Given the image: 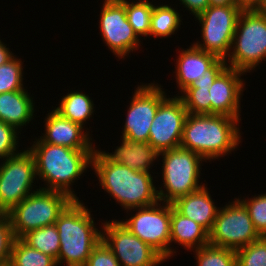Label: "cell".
I'll return each mask as SVG.
<instances>
[{
    "mask_svg": "<svg viewBox=\"0 0 266 266\" xmlns=\"http://www.w3.org/2000/svg\"><path fill=\"white\" fill-rule=\"evenodd\" d=\"M28 150L35 159L37 181H43L45 190L58 191L73 200H80L72 186L88 168L92 167L94 150H75L66 146L42 142L38 137Z\"/></svg>",
    "mask_w": 266,
    "mask_h": 266,
    "instance_id": "6da1fadb",
    "label": "cell"
},
{
    "mask_svg": "<svg viewBox=\"0 0 266 266\" xmlns=\"http://www.w3.org/2000/svg\"><path fill=\"white\" fill-rule=\"evenodd\" d=\"M100 148L92 156V170L99 186L119 204L123 210L153 205L159 201L153 174L133 170L109 160Z\"/></svg>",
    "mask_w": 266,
    "mask_h": 266,
    "instance_id": "7a4b0ae2",
    "label": "cell"
},
{
    "mask_svg": "<svg viewBox=\"0 0 266 266\" xmlns=\"http://www.w3.org/2000/svg\"><path fill=\"white\" fill-rule=\"evenodd\" d=\"M239 124V119L225 115L188 113L180 147L199 154L206 162L214 161L242 143Z\"/></svg>",
    "mask_w": 266,
    "mask_h": 266,
    "instance_id": "3957f363",
    "label": "cell"
},
{
    "mask_svg": "<svg viewBox=\"0 0 266 266\" xmlns=\"http://www.w3.org/2000/svg\"><path fill=\"white\" fill-rule=\"evenodd\" d=\"M83 200H73L55 221L60 249L57 266H85L94 247L102 240L99 230ZM62 263V264H61Z\"/></svg>",
    "mask_w": 266,
    "mask_h": 266,
    "instance_id": "277c9868",
    "label": "cell"
},
{
    "mask_svg": "<svg viewBox=\"0 0 266 266\" xmlns=\"http://www.w3.org/2000/svg\"><path fill=\"white\" fill-rule=\"evenodd\" d=\"M162 158V186L158 185L159 201L173 203L179 197L198 191L206 184L200 183L203 162L199 154L181 147L159 153ZM201 174V175H200ZM163 187V188H162ZM164 189V190H163Z\"/></svg>",
    "mask_w": 266,
    "mask_h": 266,
    "instance_id": "5b68a950",
    "label": "cell"
},
{
    "mask_svg": "<svg viewBox=\"0 0 266 266\" xmlns=\"http://www.w3.org/2000/svg\"><path fill=\"white\" fill-rule=\"evenodd\" d=\"M227 58L229 68L246 74L266 61V18L257 10L240 12Z\"/></svg>",
    "mask_w": 266,
    "mask_h": 266,
    "instance_id": "8992f818",
    "label": "cell"
},
{
    "mask_svg": "<svg viewBox=\"0 0 266 266\" xmlns=\"http://www.w3.org/2000/svg\"><path fill=\"white\" fill-rule=\"evenodd\" d=\"M72 201L68 195L58 191L35 189L6 214L14 237L21 238L32 230L55 224Z\"/></svg>",
    "mask_w": 266,
    "mask_h": 266,
    "instance_id": "52a82bcc",
    "label": "cell"
},
{
    "mask_svg": "<svg viewBox=\"0 0 266 266\" xmlns=\"http://www.w3.org/2000/svg\"><path fill=\"white\" fill-rule=\"evenodd\" d=\"M241 11L238 4L209 6L194 18L201 24L199 26L202 41H194L193 44L203 51L227 60Z\"/></svg>",
    "mask_w": 266,
    "mask_h": 266,
    "instance_id": "ba28073f",
    "label": "cell"
},
{
    "mask_svg": "<svg viewBox=\"0 0 266 266\" xmlns=\"http://www.w3.org/2000/svg\"><path fill=\"white\" fill-rule=\"evenodd\" d=\"M162 204V205H161ZM136 212L120 220L127 229L156 250L165 260L170 259L171 203L158 201L153 205L134 208Z\"/></svg>",
    "mask_w": 266,
    "mask_h": 266,
    "instance_id": "9c48e42d",
    "label": "cell"
},
{
    "mask_svg": "<svg viewBox=\"0 0 266 266\" xmlns=\"http://www.w3.org/2000/svg\"><path fill=\"white\" fill-rule=\"evenodd\" d=\"M2 161V162H1ZM0 161V214L9 213L34 191L35 159L28 150Z\"/></svg>",
    "mask_w": 266,
    "mask_h": 266,
    "instance_id": "30bf717a",
    "label": "cell"
},
{
    "mask_svg": "<svg viewBox=\"0 0 266 266\" xmlns=\"http://www.w3.org/2000/svg\"><path fill=\"white\" fill-rule=\"evenodd\" d=\"M260 237L248 210L235 198L219 207L213 228L209 232V244L237 251Z\"/></svg>",
    "mask_w": 266,
    "mask_h": 266,
    "instance_id": "8fae6325",
    "label": "cell"
},
{
    "mask_svg": "<svg viewBox=\"0 0 266 266\" xmlns=\"http://www.w3.org/2000/svg\"><path fill=\"white\" fill-rule=\"evenodd\" d=\"M101 223L102 240L121 266H159L167 262L156 250L132 234L119 219Z\"/></svg>",
    "mask_w": 266,
    "mask_h": 266,
    "instance_id": "7c38bea8",
    "label": "cell"
},
{
    "mask_svg": "<svg viewBox=\"0 0 266 266\" xmlns=\"http://www.w3.org/2000/svg\"><path fill=\"white\" fill-rule=\"evenodd\" d=\"M161 84L143 83L134 90L124 125L122 138L148 142L149 130L159 104L167 97ZM164 90V91H163Z\"/></svg>",
    "mask_w": 266,
    "mask_h": 266,
    "instance_id": "4fadbf2b",
    "label": "cell"
},
{
    "mask_svg": "<svg viewBox=\"0 0 266 266\" xmlns=\"http://www.w3.org/2000/svg\"><path fill=\"white\" fill-rule=\"evenodd\" d=\"M103 1L98 22L99 33H101L105 46H108L113 55L119 60H124L126 57H130L131 52L141 48V38L137 36L129 24L125 5L122 2Z\"/></svg>",
    "mask_w": 266,
    "mask_h": 266,
    "instance_id": "5bb4252c",
    "label": "cell"
},
{
    "mask_svg": "<svg viewBox=\"0 0 266 266\" xmlns=\"http://www.w3.org/2000/svg\"><path fill=\"white\" fill-rule=\"evenodd\" d=\"M188 112L178 95H169L159 104L149 130L148 143L158 152L180 147Z\"/></svg>",
    "mask_w": 266,
    "mask_h": 266,
    "instance_id": "9a60e30c",
    "label": "cell"
},
{
    "mask_svg": "<svg viewBox=\"0 0 266 266\" xmlns=\"http://www.w3.org/2000/svg\"><path fill=\"white\" fill-rule=\"evenodd\" d=\"M246 73L227 67L210 85V114L225 115L241 121V98L245 80L241 76Z\"/></svg>",
    "mask_w": 266,
    "mask_h": 266,
    "instance_id": "2e32d148",
    "label": "cell"
},
{
    "mask_svg": "<svg viewBox=\"0 0 266 266\" xmlns=\"http://www.w3.org/2000/svg\"><path fill=\"white\" fill-rule=\"evenodd\" d=\"M46 115L43 126L45 130L39 137L42 142L66 146L75 150H95L96 147L91 138L92 134L88 128H83L63 117L54 108Z\"/></svg>",
    "mask_w": 266,
    "mask_h": 266,
    "instance_id": "e0dca14e",
    "label": "cell"
},
{
    "mask_svg": "<svg viewBox=\"0 0 266 266\" xmlns=\"http://www.w3.org/2000/svg\"><path fill=\"white\" fill-rule=\"evenodd\" d=\"M179 50L180 54L176 57V65H174L176 70L173 72L179 90L176 95H179L192 82L202 79L206 70L219 59L216 55L203 51L194 44Z\"/></svg>",
    "mask_w": 266,
    "mask_h": 266,
    "instance_id": "ac0fdd59",
    "label": "cell"
},
{
    "mask_svg": "<svg viewBox=\"0 0 266 266\" xmlns=\"http://www.w3.org/2000/svg\"><path fill=\"white\" fill-rule=\"evenodd\" d=\"M120 146L114 152H101L112 162L120 163L133 170L153 173L152 166L159 158V153L148 142L127 140L121 137ZM151 170V171H150Z\"/></svg>",
    "mask_w": 266,
    "mask_h": 266,
    "instance_id": "d6986e66",
    "label": "cell"
},
{
    "mask_svg": "<svg viewBox=\"0 0 266 266\" xmlns=\"http://www.w3.org/2000/svg\"><path fill=\"white\" fill-rule=\"evenodd\" d=\"M207 184L188 195L176 199L172 206L183 216L203 226L208 232L213 228L219 207L215 206Z\"/></svg>",
    "mask_w": 266,
    "mask_h": 266,
    "instance_id": "ffe728a7",
    "label": "cell"
},
{
    "mask_svg": "<svg viewBox=\"0 0 266 266\" xmlns=\"http://www.w3.org/2000/svg\"><path fill=\"white\" fill-rule=\"evenodd\" d=\"M172 243L183 246L185 250H194L209 244V232L200 224L181 215L171 203L170 258L178 252Z\"/></svg>",
    "mask_w": 266,
    "mask_h": 266,
    "instance_id": "44dd1931",
    "label": "cell"
},
{
    "mask_svg": "<svg viewBox=\"0 0 266 266\" xmlns=\"http://www.w3.org/2000/svg\"><path fill=\"white\" fill-rule=\"evenodd\" d=\"M27 89L0 93V121L22 132L35 117V101ZM34 115V116H33Z\"/></svg>",
    "mask_w": 266,
    "mask_h": 266,
    "instance_id": "7402d4cb",
    "label": "cell"
},
{
    "mask_svg": "<svg viewBox=\"0 0 266 266\" xmlns=\"http://www.w3.org/2000/svg\"><path fill=\"white\" fill-rule=\"evenodd\" d=\"M86 92L68 91L66 95L60 98L59 106L53 107L63 117L68 118L70 121L81 125L85 128L87 121L94 115V101L92 98L85 94Z\"/></svg>",
    "mask_w": 266,
    "mask_h": 266,
    "instance_id": "603a6c76",
    "label": "cell"
},
{
    "mask_svg": "<svg viewBox=\"0 0 266 266\" xmlns=\"http://www.w3.org/2000/svg\"><path fill=\"white\" fill-rule=\"evenodd\" d=\"M176 9L170 4H154L150 22L151 37L167 38L177 33L183 19Z\"/></svg>",
    "mask_w": 266,
    "mask_h": 266,
    "instance_id": "cb8c5ba5",
    "label": "cell"
},
{
    "mask_svg": "<svg viewBox=\"0 0 266 266\" xmlns=\"http://www.w3.org/2000/svg\"><path fill=\"white\" fill-rule=\"evenodd\" d=\"M29 247L58 259L60 237L55 224L32 230L20 238Z\"/></svg>",
    "mask_w": 266,
    "mask_h": 266,
    "instance_id": "d4e9b609",
    "label": "cell"
},
{
    "mask_svg": "<svg viewBox=\"0 0 266 266\" xmlns=\"http://www.w3.org/2000/svg\"><path fill=\"white\" fill-rule=\"evenodd\" d=\"M122 2L125 5L127 20L132 26L133 31L139 38L150 35V22L153 12L154 1L143 0H113ZM141 36V37H140Z\"/></svg>",
    "mask_w": 266,
    "mask_h": 266,
    "instance_id": "484cf974",
    "label": "cell"
},
{
    "mask_svg": "<svg viewBox=\"0 0 266 266\" xmlns=\"http://www.w3.org/2000/svg\"><path fill=\"white\" fill-rule=\"evenodd\" d=\"M8 266H57L56 260L15 238Z\"/></svg>",
    "mask_w": 266,
    "mask_h": 266,
    "instance_id": "4316f807",
    "label": "cell"
},
{
    "mask_svg": "<svg viewBox=\"0 0 266 266\" xmlns=\"http://www.w3.org/2000/svg\"><path fill=\"white\" fill-rule=\"evenodd\" d=\"M191 251L194 252L197 266H236L234 250L208 244Z\"/></svg>",
    "mask_w": 266,
    "mask_h": 266,
    "instance_id": "83f0119b",
    "label": "cell"
},
{
    "mask_svg": "<svg viewBox=\"0 0 266 266\" xmlns=\"http://www.w3.org/2000/svg\"><path fill=\"white\" fill-rule=\"evenodd\" d=\"M15 55L6 64L0 65V93L24 90L23 63Z\"/></svg>",
    "mask_w": 266,
    "mask_h": 266,
    "instance_id": "f1b7e54d",
    "label": "cell"
},
{
    "mask_svg": "<svg viewBox=\"0 0 266 266\" xmlns=\"http://www.w3.org/2000/svg\"><path fill=\"white\" fill-rule=\"evenodd\" d=\"M210 85L186 88L179 97L190 114H210Z\"/></svg>",
    "mask_w": 266,
    "mask_h": 266,
    "instance_id": "f546056e",
    "label": "cell"
},
{
    "mask_svg": "<svg viewBox=\"0 0 266 266\" xmlns=\"http://www.w3.org/2000/svg\"><path fill=\"white\" fill-rule=\"evenodd\" d=\"M236 266H266V237L237 250Z\"/></svg>",
    "mask_w": 266,
    "mask_h": 266,
    "instance_id": "4dcf8cb0",
    "label": "cell"
},
{
    "mask_svg": "<svg viewBox=\"0 0 266 266\" xmlns=\"http://www.w3.org/2000/svg\"><path fill=\"white\" fill-rule=\"evenodd\" d=\"M238 198L248 210L255 230L260 236L266 237V193L251 198Z\"/></svg>",
    "mask_w": 266,
    "mask_h": 266,
    "instance_id": "1f68e13d",
    "label": "cell"
},
{
    "mask_svg": "<svg viewBox=\"0 0 266 266\" xmlns=\"http://www.w3.org/2000/svg\"><path fill=\"white\" fill-rule=\"evenodd\" d=\"M20 133V134H19ZM21 132L13 126L0 121V160L20 153L19 140ZM18 149V150H17Z\"/></svg>",
    "mask_w": 266,
    "mask_h": 266,
    "instance_id": "d6a6232c",
    "label": "cell"
},
{
    "mask_svg": "<svg viewBox=\"0 0 266 266\" xmlns=\"http://www.w3.org/2000/svg\"><path fill=\"white\" fill-rule=\"evenodd\" d=\"M14 240L9 218L0 214V266H8Z\"/></svg>",
    "mask_w": 266,
    "mask_h": 266,
    "instance_id": "836d02e7",
    "label": "cell"
},
{
    "mask_svg": "<svg viewBox=\"0 0 266 266\" xmlns=\"http://www.w3.org/2000/svg\"><path fill=\"white\" fill-rule=\"evenodd\" d=\"M85 266H121L111 249L101 240L92 250Z\"/></svg>",
    "mask_w": 266,
    "mask_h": 266,
    "instance_id": "e575fe53",
    "label": "cell"
},
{
    "mask_svg": "<svg viewBox=\"0 0 266 266\" xmlns=\"http://www.w3.org/2000/svg\"><path fill=\"white\" fill-rule=\"evenodd\" d=\"M225 59L219 58L206 72L202 79H198L187 88H198V86H208L214 83V80L227 68Z\"/></svg>",
    "mask_w": 266,
    "mask_h": 266,
    "instance_id": "d590c367",
    "label": "cell"
},
{
    "mask_svg": "<svg viewBox=\"0 0 266 266\" xmlns=\"http://www.w3.org/2000/svg\"><path fill=\"white\" fill-rule=\"evenodd\" d=\"M180 5H183L185 10L189 11L190 14L198 16L203 13L209 7V0H179Z\"/></svg>",
    "mask_w": 266,
    "mask_h": 266,
    "instance_id": "8d00e7d4",
    "label": "cell"
},
{
    "mask_svg": "<svg viewBox=\"0 0 266 266\" xmlns=\"http://www.w3.org/2000/svg\"><path fill=\"white\" fill-rule=\"evenodd\" d=\"M14 56V53L7 47V44H4L0 39V65L6 64Z\"/></svg>",
    "mask_w": 266,
    "mask_h": 266,
    "instance_id": "74e56055",
    "label": "cell"
},
{
    "mask_svg": "<svg viewBox=\"0 0 266 266\" xmlns=\"http://www.w3.org/2000/svg\"><path fill=\"white\" fill-rule=\"evenodd\" d=\"M264 0H238V5L242 10H257Z\"/></svg>",
    "mask_w": 266,
    "mask_h": 266,
    "instance_id": "f35d334b",
    "label": "cell"
},
{
    "mask_svg": "<svg viewBox=\"0 0 266 266\" xmlns=\"http://www.w3.org/2000/svg\"><path fill=\"white\" fill-rule=\"evenodd\" d=\"M238 4V0H209V6Z\"/></svg>",
    "mask_w": 266,
    "mask_h": 266,
    "instance_id": "ab89813d",
    "label": "cell"
},
{
    "mask_svg": "<svg viewBox=\"0 0 266 266\" xmlns=\"http://www.w3.org/2000/svg\"><path fill=\"white\" fill-rule=\"evenodd\" d=\"M257 11L266 18V0L257 8Z\"/></svg>",
    "mask_w": 266,
    "mask_h": 266,
    "instance_id": "60d3db41",
    "label": "cell"
}]
</instances>
